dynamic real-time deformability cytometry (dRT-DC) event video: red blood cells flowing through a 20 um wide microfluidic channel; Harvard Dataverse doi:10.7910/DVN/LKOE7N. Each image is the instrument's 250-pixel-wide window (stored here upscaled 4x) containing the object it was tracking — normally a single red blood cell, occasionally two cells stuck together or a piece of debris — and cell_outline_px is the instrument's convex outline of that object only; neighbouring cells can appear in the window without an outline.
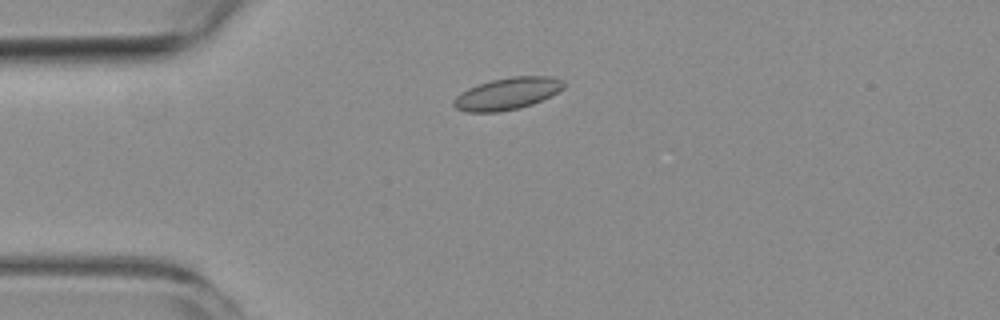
{"species": "common noctule bat (a hibernating species)", "species_latin": "Nyctalus noctula", "temperature_condition": "room temperature", "stored_images_in_passage": 7, "camera_frame_rate_fps": 3000, "um_per_image_px": 0.085, "animal": {"sex": "female", "body_mass_g": 19.3, "forearm_length_mm": 54.1}, "frame": {"image": 1, "passage_image": 1, "time_ms": 0.0, "image_size_px": [1000, 320], "cell_outline_px": [[564, 88], [532, 104], [520, 108], [500, 112], [464, 112], [456, 108], [452, 104], [452, 100], [460, 92], [468, 88], [492, 80], [508, 76], [552, 76], [564, 80]], "centroid_in_image_um": [43.09, 7.96], "position_along_channel_um": 41.9, "area_um2": 20.58}}
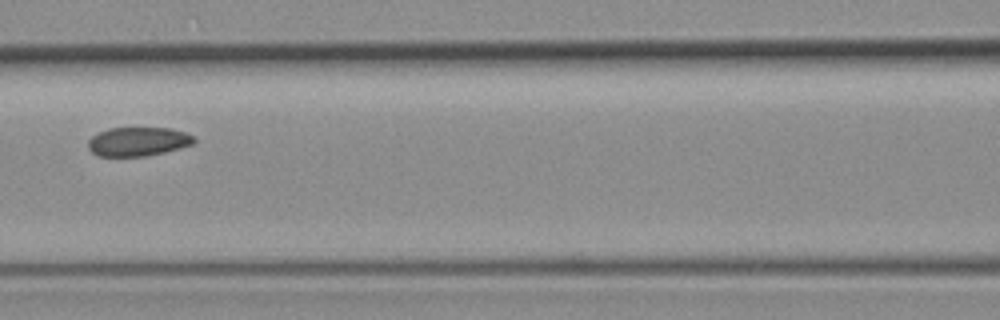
{"frame": {"image": 2, "passage_image": 4, "time_ms": 3.667, "image_size_px": [1000, 320], "cell_outline_px": [[196, 140], [192, 144], [180, 148], [148, 156], [96, 156], [88, 148], [88, 140], [92, 136], [108, 128], [172, 128], [196, 136]], "centroid_in_image_um": [11.74, 12.03], "position_along_channel_um": 154.9, "area_um2": 17.98}}
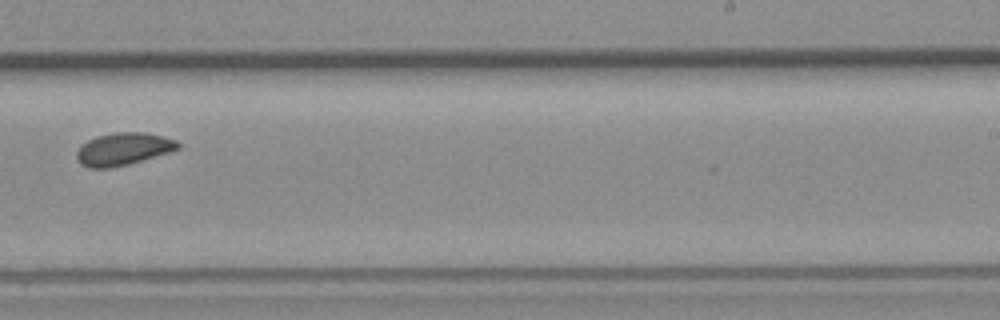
{"frame": {"image": 3, "passage_image": 7, "time_ms": 7.0, "image_size_px": [1000, 320], "cell_outline_px": [[180, 148], [168, 152], [128, 164], [108, 168], [88, 168], [80, 164], [76, 156], [76, 152], [80, 144], [96, 136], [116, 132], [144, 132], [176, 140], [180, 144]], "centroid_in_image_um": [10.42, 12.66], "position_along_channel_um": 278.6, "area_um2": 19.07}}